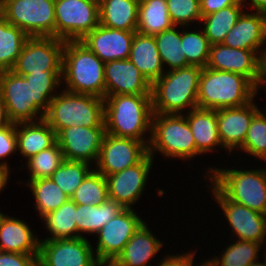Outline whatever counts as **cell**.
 Returning <instances> with one entry per match:
<instances>
[{
	"mask_svg": "<svg viewBox=\"0 0 266 266\" xmlns=\"http://www.w3.org/2000/svg\"><path fill=\"white\" fill-rule=\"evenodd\" d=\"M61 84L62 69H47L23 76L11 70L0 71V98L10 122L16 124L43 119Z\"/></svg>",
	"mask_w": 266,
	"mask_h": 266,
	"instance_id": "cell-1",
	"label": "cell"
},
{
	"mask_svg": "<svg viewBox=\"0 0 266 266\" xmlns=\"http://www.w3.org/2000/svg\"><path fill=\"white\" fill-rule=\"evenodd\" d=\"M152 115L151 95L104 97V123L107 134L132 138L149 146Z\"/></svg>",
	"mask_w": 266,
	"mask_h": 266,
	"instance_id": "cell-2",
	"label": "cell"
},
{
	"mask_svg": "<svg viewBox=\"0 0 266 266\" xmlns=\"http://www.w3.org/2000/svg\"><path fill=\"white\" fill-rule=\"evenodd\" d=\"M202 69L200 66L190 65L167 70L151 85L153 113L185 114L197 108Z\"/></svg>",
	"mask_w": 266,
	"mask_h": 266,
	"instance_id": "cell-3",
	"label": "cell"
},
{
	"mask_svg": "<svg viewBox=\"0 0 266 266\" xmlns=\"http://www.w3.org/2000/svg\"><path fill=\"white\" fill-rule=\"evenodd\" d=\"M257 95V86L242 74L208 67L202 69L197 95L198 108L218 110L241 107Z\"/></svg>",
	"mask_w": 266,
	"mask_h": 266,
	"instance_id": "cell-4",
	"label": "cell"
},
{
	"mask_svg": "<svg viewBox=\"0 0 266 266\" xmlns=\"http://www.w3.org/2000/svg\"><path fill=\"white\" fill-rule=\"evenodd\" d=\"M218 168L204 174L227 199L266 215V168ZM246 169V170H245Z\"/></svg>",
	"mask_w": 266,
	"mask_h": 266,
	"instance_id": "cell-5",
	"label": "cell"
},
{
	"mask_svg": "<svg viewBox=\"0 0 266 266\" xmlns=\"http://www.w3.org/2000/svg\"><path fill=\"white\" fill-rule=\"evenodd\" d=\"M105 63L80 41H65L62 85L72 93L105 97Z\"/></svg>",
	"mask_w": 266,
	"mask_h": 266,
	"instance_id": "cell-6",
	"label": "cell"
},
{
	"mask_svg": "<svg viewBox=\"0 0 266 266\" xmlns=\"http://www.w3.org/2000/svg\"><path fill=\"white\" fill-rule=\"evenodd\" d=\"M43 119L56 134L68 127H105L104 99L61 89L50 101Z\"/></svg>",
	"mask_w": 266,
	"mask_h": 266,
	"instance_id": "cell-7",
	"label": "cell"
},
{
	"mask_svg": "<svg viewBox=\"0 0 266 266\" xmlns=\"http://www.w3.org/2000/svg\"><path fill=\"white\" fill-rule=\"evenodd\" d=\"M164 158L184 160L187 163L202 154L196 149L195 139L184 114L152 115L151 138L148 153ZM174 158V159H173Z\"/></svg>",
	"mask_w": 266,
	"mask_h": 266,
	"instance_id": "cell-8",
	"label": "cell"
},
{
	"mask_svg": "<svg viewBox=\"0 0 266 266\" xmlns=\"http://www.w3.org/2000/svg\"><path fill=\"white\" fill-rule=\"evenodd\" d=\"M55 0H1L0 14L28 37H55Z\"/></svg>",
	"mask_w": 266,
	"mask_h": 266,
	"instance_id": "cell-9",
	"label": "cell"
},
{
	"mask_svg": "<svg viewBox=\"0 0 266 266\" xmlns=\"http://www.w3.org/2000/svg\"><path fill=\"white\" fill-rule=\"evenodd\" d=\"M55 37L80 41L100 24L99 0H55Z\"/></svg>",
	"mask_w": 266,
	"mask_h": 266,
	"instance_id": "cell-10",
	"label": "cell"
},
{
	"mask_svg": "<svg viewBox=\"0 0 266 266\" xmlns=\"http://www.w3.org/2000/svg\"><path fill=\"white\" fill-rule=\"evenodd\" d=\"M207 185L206 187L211 190V197L224 215L221 217H225L232 230L231 238L266 245V215L227 199L210 181Z\"/></svg>",
	"mask_w": 266,
	"mask_h": 266,
	"instance_id": "cell-11",
	"label": "cell"
},
{
	"mask_svg": "<svg viewBox=\"0 0 266 266\" xmlns=\"http://www.w3.org/2000/svg\"><path fill=\"white\" fill-rule=\"evenodd\" d=\"M144 222L133 208H124L114 216L95 234L97 260L103 266L112 263Z\"/></svg>",
	"mask_w": 266,
	"mask_h": 266,
	"instance_id": "cell-12",
	"label": "cell"
},
{
	"mask_svg": "<svg viewBox=\"0 0 266 266\" xmlns=\"http://www.w3.org/2000/svg\"><path fill=\"white\" fill-rule=\"evenodd\" d=\"M86 237L41 240L38 266H103L96 258L94 247Z\"/></svg>",
	"mask_w": 266,
	"mask_h": 266,
	"instance_id": "cell-13",
	"label": "cell"
},
{
	"mask_svg": "<svg viewBox=\"0 0 266 266\" xmlns=\"http://www.w3.org/2000/svg\"><path fill=\"white\" fill-rule=\"evenodd\" d=\"M65 41L56 37H28L11 71L23 76L62 69Z\"/></svg>",
	"mask_w": 266,
	"mask_h": 266,
	"instance_id": "cell-14",
	"label": "cell"
},
{
	"mask_svg": "<svg viewBox=\"0 0 266 266\" xmlns=\"http://www.w3.org/2000/svg\"><path fill=\"white\" fill-rule=\"evenodd\" d=\"M147 154L144 142L106 133L94 169L106 177L139 163Z\"/></svg>",
	"mask_w": 266,
	"mask_h": 266,
	"instance_id": "cell-15",
	"label": "cell"
},
{
	"mask_svg": "<svg viewBox=\"0 0 266 266\" xmlns=\"http://www.w3.org/2000/svg\"><path fill=\"white\" fill-rule=\"evenodd\" d=\"M154 158L148 153L139 163L106 176L108 197L123 208H133L146 190ZM133 206V207H132Z\"/></svg>",
	"mask_w": 266,
	"mask_h": 266,
	"instance_id": "cell-16",
	"label": "cell"
},
{
	"mask_svg": "<svg viewBox=\"0 0 266 266\" xmlns=\"http://www.w3.org/2000/svg\"><path fill=\"white\" fill-rule=\"evenodd\" d=\"M105 127H68L56 134L65 160L82 161L95 166L99 157Z\"/></svg>",
	"mask_w": 266,
	"mask_h": 266,
	"instance_id": "cell-17",
	"label": "cell"
},
{
	"mask_svg": "<svg viewBox=\"0 0 266 266\" xmlns=\"http://www.w3.org/2000/svg\"><path fill=\"white\" fill-rule=\"evenodd\" d=\"M264 58L249 49H238L222 43L210 46L209 59L206 67L242 74L258 86Z\"/></svg>",
	"mask_w": 266,
	"mask_h": 266,
	"instance_id": "cell-18",
	"label": "cell"
},
{
	"mask_svg": "<svg viewBox=\"0 0 266 266\" xmlns=\"http://www.w3.org/2000/svg\"><path fill=\"white\" fill-rule=\"evenodd\" d=\"M255 99L241 107L217 110V126L224 151L230 154L238 150L247 136L254 115L259 111Z\"/></svg>",
	"mask_w": 266,
	"mask_h": 266,
	"instance_id": "cell-19",
	"label": "cell"
},
{
	"mask_svg": "<svg viewBox=\"0 0 266 266\" xmlns=\"http://www.w3.org/2000/svg\"><path fill=\"white\" fill-rule=\"evenodd\" d=\"M105 97L113 95H151V83L129 60L105 63Z\"/></svg>",
	"mask_w": 266,
	"mask_h": 266,
	"instance_id": "cell-20",
	"label": "cell"
},
{
	"mask_svg": "<svg viewBox=\"0 0 266 266\" xmlns=\"http://www.w3.org/2000/svg\"><path fill=\"white\" fill-rule=\"evenodd\" d=\"M135 32L106 28L99 24L80 42L106 63L129 58Z\"/></svg>",
	"mask_w": 266,
	"mask_h": 266,
	"instance_id": "cell-21",
	"label": "cell"
},
{
	"mask_svg": "<svg viewBox=\"0 0 266 266\" xmlns=\"http://www.w3.org/2000/svg\"><path fill=\"white\" fill-rule=\"evenodd\" d=\"M222 44L238 49L257 51L266 58V14L243 11L236 24L226 34Z\"/></svg>",
	"mask_w": 266,
	"mask_h": 266,
	"instance_id": "cell-22",
	"label": "cell"
},
{
	"mask_svg": "<svg viewBox=\"0 0 266 266\" xmlns=\"http://www.w3.org/2000/svg\"><path fill=\"white\" fill-rule=\"evenodd\" d=\"M144 222L126 243L118 257L107 266H152L150 260L160 253L165 244L152 233Z\"/></svg>",
	"mask_w": 266,
	"mask_h": 266,
	"instance_id": "cell-23",
	"label": "cell"
},
{
	"mask_svg": "<svg viewBox=\"0 0 266 266\" xmlns=\"http://www.w3.org/2000/svg\"><path fill=\"white\" fill-rule=\"evenodd\" d=\"M40 240L30 225L8 214L0 223V251L38 255Z\"/></svg>",
	"mask_w": 266,
	"mask_h": 266,
	"instance_id": "cell-24",
	"label": "cell"
},
{
	"mask_svg": "<svg viewBox=\"0 0 266 266\" xmlns=\"http://www.w3.org/2000/svg\"><path fill=\"white\" fill-rule=\"evenodd\" d=\"M195 139L196 149L202 154L224 149L217 126V110L195 108L184 114Z\"/></svg>",
	"mask_w": 266,
	"mask_h": 266,
	"instance_id": "cell-25",
	"label": "cell"
},
{
	"mask_svg": "<svg viewBox=\"0 0 266 266\" xmlns=\"http://www.w3.org/2000/svg\"><path fill=\"white\" fill-rule=\"evenodd\" d=\"M15 131L17 152L26 160L57 142L56 133L44 119L16 123Z\"/></svg>",
	"mask_w": 266,
	"mask_h": 266,
	"instance_id": "cell-26",
	"label": "cell"
},
{
	"mask_svg": "<svg viewBox=\"0 0 266 266\" xmlns=\"http://www.w3.org/2000/svg\"><path fill=\"white\" fill-rule=\"evenodd\" d=\"M151 83L165 72L154 36L135 32L128 58Z\"/></svg>",
	"mask_w": 266,
	"mask_h": 266,
	"instance_id": "cell-27",
	"label": "cell"
},
{
	"mask_svg": "<svg viewBox=\"0 0 266 266\" xmlns=\"http://www.w3.org/2000/svg\"><path fill=\"white\" fill-rule=\"evenodd\" d=\"M140 0H99L100 25L123 31H136Z\"/></svg>",
	"mask_w": 266,
	"mask_h": 266,
	"instance_id": "cell-28",
	"label": "cell"
},
{
	"mask_svg": "<svg viewBox=\"0 0 266 266\" xmlns=\"http://www.w3.org/2000/svg\"><path fill=\"white\" fill-rule=\"evenodd\" d=\"M124 208L115 200L107 199L101 205L76 204L77 238L84 234L95 235L106 223ZM83 233V234H82Z\"/></svg>",
	"mask_w": 266,
	"mask_h": 266,
	"instance_id": "cell-29",
	"label": "cell"
},
{
	"mask_svg": "<svg viewBox=\"0 0 266 266\" xmlns=\"http://www.w3.org/2000/svg\"><path fill=\"white\" fill-rule=\"evenodd\" d=\"M173 26L166 0H140L136 32L154 36Z\"/></svg>",
	"mask_w": 266,
	"mask_h": 266,
	"instance_id": "cell-30",
	"label": "cell"
},
{
	"mask_svg": "<svg viewBox=\"0 0 266 266\" xmlns=\"http://www.w3.org/2000/svg\"><path fill=\"white\" fill-rule=\"evenodd\" d=\"M25 185L32 192V198L35 200L33 205L40 219L70 199L51 178L29 180Z\"/></svg>",
	"mask_w": 266,
	"mask_h": 266,
	"instance_id": "cell-31",
	"label": "cell"
},
{
	"mask_svg": "<svg viewBox=\"0 0 266 266\" xmlns=\"http://www.w3.org/2000/svg\"><path fill=\"white\" fill-rule=\"evenodd\" d=\"M76 203L69 199L57 210L47 213L43 220L45 229L50 233L41 240L75 239L77 238Z\"/></svg>",
	"mask_w": 266,
	"mask_h": 266,
	"instance_id": "cell-32",
	"label": "cell"
},
{
	"mask_svg": "<svg viewBox=\"0 0 266 266\" xmlns=\"http://www.w3.org/2000/svg\"><path fill=\"white\" fill-rule=\"evenodd\" d=\"M226 245L219 257L213 255L214 258L203 259L205 264L207 266H249L259 260V253L263 247L260 243L246 240H232L231 244Z\"/></svg>",
	"mask_w": 266,
	"mask_h": 266,
	"instance_id": "cell-33",
	"label": "cell"
},
{
	"mask_svg": "<svg viewBox=\"0 0 266 266\" xmlns=\"http://www.w3.org/2000/svg\"><path fill=\"white\" fill-rule=\"evenodd\" d=\"M244 10V5H231L202 17L201 28L209 43L211 45L222 43Z\"/></svg>",
	"mask_w": 266,
	"mask_h": 266,
	"instance_id": "cell-34",
	"label": "cell"
},
{
	"mask_svg": "<svg viewBox=\"0 0 266 266\" xmlns=\"http://www.w3.org/2000/svg\"><path fill=\"white\" fill-rule=\"evenodd\" d=\"M154 38L163 67L167 66L168 71L190 66L181 44V30H179V26H173L154 35Z\"/></svg>",
	"mask_w": 266,
	"mask_h": 266,
	"instance_id": "cell-35",
	"label": "cell"
},
{
	"mask_svg": "<svg viewBox=\"0 0 266 266\" xmlns=\"http://www.w3.org/2000/svg\"><path fill=\"white\" fill-rule=\"evenodd\" d=\"M28 36L0 14V71L11 70Z\"/></svg>",
	"mask_w": 266,
	"mask_h": 266,
	"instance_id": "cell-36",
	"label": "cell"
},
{
	"mask_svg": "<svg viewBox=\"0 0 266 266\" xmlns=\"http://www.w3.org/2000/svg\"><path fill=\"white\" fill-rule=\"evenodd\" d=\"M70 199L80 205H101L109 199L106 177L93 169Z\"/></svg>",
	"mask_w": 266,
	"mask_h": 266,
	"instance_id": "cell-37",
	"label": "cell"
},
{
	"mask_svg": "<svg viewBox=\"0 0 266 266\" xmlns=\"http://www.w3.org/2000/svg\"><path fill=\"white\" fill-rule=\"evenodd\" d=\"M93 169V165L86 162L64 160L50 178L71 198Z\"/></svg>",
	"mask_w": 266,
	"mask_h": 266,
	"instance_id": "cell-38",
	"label": "cell"
},
{
	"mask_svg": "<svg viewBox=\"0 0 266 266\" xmlns=\"http://www.w3.org/2000/svg\"><path fill=\"white\" fill-rule=\"evenodd\" d=\"M63 152L56 142L52 147L40 151L36 155L27 159L26 169L28 170L29 180L50 178L54 171L64 162Z\"/></svg>",
	"mask_w": 266,
	"mask_h": 266,
	"instance_id": "cell-39",
	"label": "cell"
},
{
	"mask_svg": "<svg viewBox=\"0 0 266 266\" xmlns=\"http://www.w3.org/2000/svg\"><path fill=\"white\" fill-rule=\"evenodd\" d=\"M180 28L183 29L181 30V44L183 45L187 62L190 65L206 67L211 44L205 36L203 29L201 27L199 30L197 28L189 30V27Z\"/></svg>",
	"mask_w": 266,
	"mask_h": 266,
	"instance_id": "cell-40",
	"label": "cell"
},
{
	"mask_svg": "<svg viewBox=\"0 0 266 266\" xmlns=\"http://www.w3.org/2000/svg\"><path fill=\"white\" fill-rule=\"evenodd\" d=\"M259 108L251 120L244 143L238 150L266 163V110Z\"/></svg>",
	"mask_w": 266,
	"mask_h": 266,
	"instance_id": "cell-41",
	"label": "cell"
},
{
	"mask_svg": "<svg viewBox=\"0 0 266 266\" xmlns=\"http://www.w3.org/2000/svg\"><path fill=\"white\" fill-rule=\"evenodd\" d=\"M166 2L174 26L190 27L196 22L199 28L202 19L200 0H166Z\"/></svg>",
	"mask_w": 266,
	"mask_h": 266,
	"instance_id": "cell-42",
	"label": "cell"
},
{
	"mask_svg": "<svg viewBox=\"0 0 266 266\" xmlns=\"http://www.w3.org/2000/svg\"><path fill=\"white\" fill-rule=\"evenodd\" d=\"M17 152L15 124L0 129V165L10 168L7 158ZM5 160V161H4Z\"/></svg>",
	"mask_w": 266,
	"mask_h": 266,
	"instance_id": "cell-43",
	"label": "cell"
},
{
	"mask_svg": "<svg viewBox=\"0 0 266 266\" xmlns=\"http://www.w3.org/2000/svg\"><path fill=\"white\" fill-rule=\"evenodd\" d=\"M180 254H166L162 259L160 258L159 263L156 266H202L205 261H202L200 263H195V254L196 251L191 250V252H179ZM168 255V256H167ZM195 263V265H194Z\"/></svg>",
	"mask_w": 266,
	"mask_h": 266,
	"instance_id": "cell-44",
	"label": "cell"
},
{
	"mask_svg": "<svg viewBox=\"0 0 266 266\" xmlns=\"http://www.w3.org/2000/svg\"><path fill=\"white\" fill-rule=\"evenodd\" d=\"M38 255L0 251V266H38Z\"/></svg>",
	"mask_w": 266,
	"mask_h": 266,
	"instance_id": "cell-45",
	"label": "cell"
},
{
	"mask_svg": "<svg viewBox=\"0 0 266 266\" xmlns=\"http://www.w3.org/2000/svg\"><path fill=\"white\" fill-rule=\"evenodd\" d=\"M231 5H243L241 0H200L202 17L227 8Z\"/></svg>",
	"mask_w": 266,
	"mask_h": 266,
	"instance_id": "cell-46",
	"label": "cell"
},
{
	"mask_svg": "<svg viewBox=\"0 0 266 266\" xmlns=\"http://www.w3.org/2000/svg\"><path fill=\"white\" fill-rule=\"evenodd\" d=\"M241 3L244 5V8L247 7L248 9L251 7L252 11L262 12L266 14V0H241Z\"/></svg>",
	"mask_w": 266,
	"mask_h": 266,
	"instance_id": "cell-47",
	"label": "cell"
},
{
	"mask_svg": "<svg viewBox=\"0 0 266 266\" xmlns=\"http://www.w3.org/2000/svg\"><path fill=\"white\" fill-rule=\"evenodd\" d=\"M11 168L0 165V193L5 190V187L10 182Z\"/></svg>",
	"mask_w": 266,
	"mask_h": 266,
	"instance_id": "cell-48",
	"label": "cell"
},
{
	"mask_svg": "<svg viewBox=\"0 0 266 266\" xmlns=\"http://www.w3.org/2000/svg\"><path fill=\"white\" fill-rule=\"evenodd\" d=\"M11 122L8 118L7 111L5 109V105L3 104L0 98V129L5 128L6 126L10 125Z\"/></svg>",
	"mask_w": 266,
	"mask_h": 266,
	"instance_id": "cell-49",
	"label": "cell"
},
{
	"mask_svg": "<svg viewBox=\"0 0 266 266\" xmlns=\"http://www.w3.org/2000/svg\"><path fill=\"white\" fill-rule=\"evenodd\" d=\"M264 88V92H266V58L263 60L262 63V69H261V78H260V82L257 86V93H259L260 89ZM266 98V95L264 96Z\"/></svg>",
	"mask_w": 266,
	"mask_h": 266,
	"instance_id": "cell-50",
	"label": "cell"
},
{
	"mask_svg": "<svg viewBox=\"0 0 266 266\" xmlns=\"http://www.w3.org/2000/svg\"><path fill=\"white\" fill-rule=\"evenodd\" d=\"M263 255H264V260L262 261L260 258L259 260L253 262L252 264H250L249 266H266V251H262ZM265 252V253H264ZM261 260V261H260Z\"/></svg>",
	"mask_w": 266,
	"mask_h": 266,
	"instance_id": "cell-51",
	"label": "cell"
},
{
	"mask_svg": "<svg viewBox=\"0 0 266 266\" xmlns=\"http://www.w3.org/2000/svg\"><path fill=\"white\" fill-rule=\"evenodd\" d=\"M1 211V210H0ZM5 216V214L4 213H2V212H0V223H1V220H2V218Z\"/></svg>",
	"mask_w": 266,
	"mask_h": 266,
	"instance_id": "cell-52",
	"label": "cell"
}]
</instances>
